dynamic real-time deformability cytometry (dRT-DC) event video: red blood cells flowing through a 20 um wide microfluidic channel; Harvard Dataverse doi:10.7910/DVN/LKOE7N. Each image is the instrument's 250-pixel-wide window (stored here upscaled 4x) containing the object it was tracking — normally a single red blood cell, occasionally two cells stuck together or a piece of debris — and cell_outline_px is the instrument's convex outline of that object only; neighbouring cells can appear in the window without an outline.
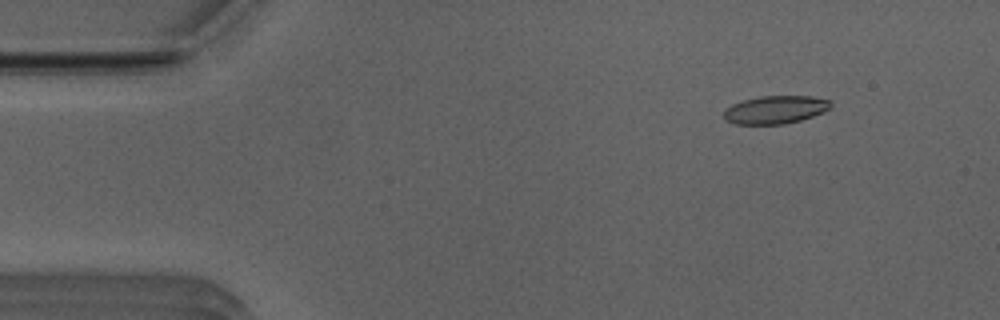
{"species": "Egyptian fruit bat (a non-hibernating species)", "species_latin": "Rousettus aegyptiacus", "temperature_condition": "room temperature", "stored_images_in_passage": 50, "camera_frame_rate_fps": 3000, "um_per_image_px": 0.085, "animal": {"sex": "male"}, "frame": {"image": 1, "passage_image": 3, "time_ms": 0.667, "image_size_px": [1000, 320], "cell_outline_px": [[832, 108], [824, 112], [800, 120], [784, 124], [736, 124], [724, 120], [724, 108], [732, 104], [744, 100], [760, 96], [812, 96], [832, 100]], "centroid_in_image_um": [65.92, 9.32], "position_along_channel_um": 19.1, "area_um2": 17.63}}
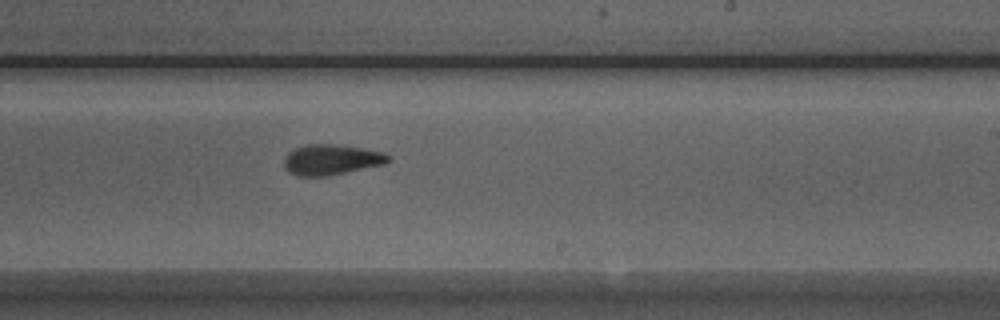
{"frame": {"image": 2, "passage_image": 28, "time_ms": 9.0, "image_size_px": [1000, 320], "cell_outline_px": [[392, 160], [384, 164], [328, 176], [296, 176], [288, 172], [284, 168], [284, 156], [292, 148], [308, 144], [332, 144], [360, 148], [384, 152]], "centroid_in_image_um": [28.11, 13.58], "position_along_channel_um": 260.9, "area_um2": 18.61}}
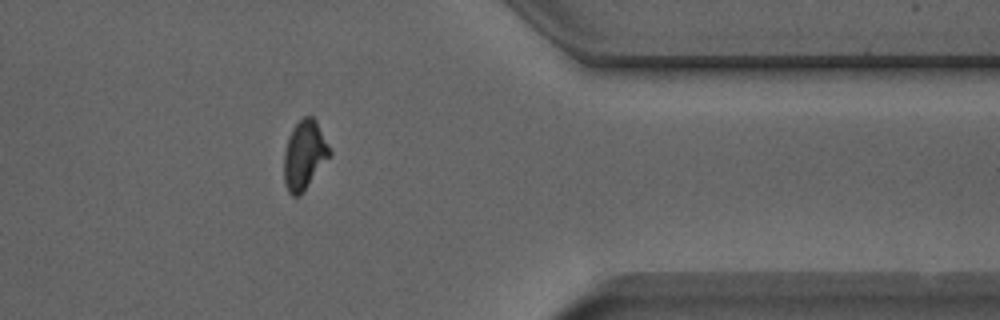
{"frame": {"image": 3, "passage_image": 39, "time_ms": 12.667, "image_size_px": [1000, 320], "cell_outline_px": [[332, 152], [300, 196], [292, 196], [288, 192], [284, 184], [284, 152], [288, 136], [292, 128], [304, 116], [312, 116], [316, 120]], "centroid_in_image_um": [25.85, 13.17], "position_along_channel_um": 385.6, "area_um2": 18.21}, "authors_computed_cell_mechanics": {"area_um2": 18.3804, "velocity_mm_per_s": 3.9163, "shape_relaxation_time_tau1_ms": 4.7297, "shape_relaxation_time_tau2_ms": 3.5031, "deformation_change_tau1": 0.1677, "deformation_change_tau2": 0.1034}}